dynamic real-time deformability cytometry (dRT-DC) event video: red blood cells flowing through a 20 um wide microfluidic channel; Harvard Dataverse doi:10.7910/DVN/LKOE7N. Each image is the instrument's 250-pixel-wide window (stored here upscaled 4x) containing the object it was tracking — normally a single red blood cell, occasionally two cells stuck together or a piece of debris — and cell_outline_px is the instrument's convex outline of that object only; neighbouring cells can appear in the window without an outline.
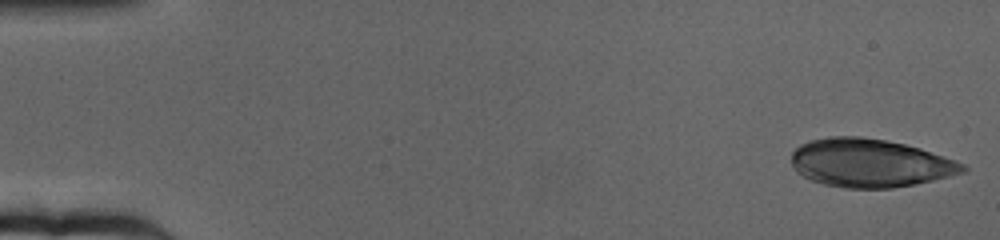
{"species": "human", "species_latin": "Homo sapiens", "temperature_condition": "cold", "stored_images_in_passage": 63, "camera_frame_rate_fps": 3000, "um_per_image_px": 0.085, "donor": {"sex": "female"}, "frame": {"image": 1, "passage_image": 1, "time_ms": 0.0, "image_size_px": [1000, 240], "cell_outline_px": [[968, 172], [916, 184], [892, 188], [844, 188], [824, 184], [812, 180], [796, 172], [792, 164], [792, 152], [800, 144], [812, 140], [828, 136], [860, 136], [884, 140], [904, 144], [920, 148], [964, 164], [968, 168]], "centroid_in_image_um": [73.95, 13.86], "position_along_channel_um": 11.1, "area_um2": 48.21}}
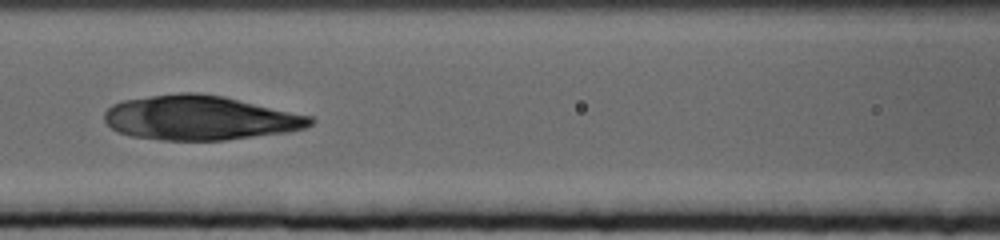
{"frame": {"image": 2, "passage_image": 28, "time_ms": 9.0, "image_size_px": [1000, 240], "cell_outline_px": [[316, 120], [312, 124], [304, 128], [288, 132], [224, 140], [160, 140], [132, 136], [120, 132], [112, 128], [104, 120], [104, 112], [112, 104], [124, 100], [180, 92], [200, 92], [224, 96], [312, 116]], "centroid_in_image_um": [17.02, 10.01], "position_along_channel_um": 149.6, "area_um2": 53.35}}
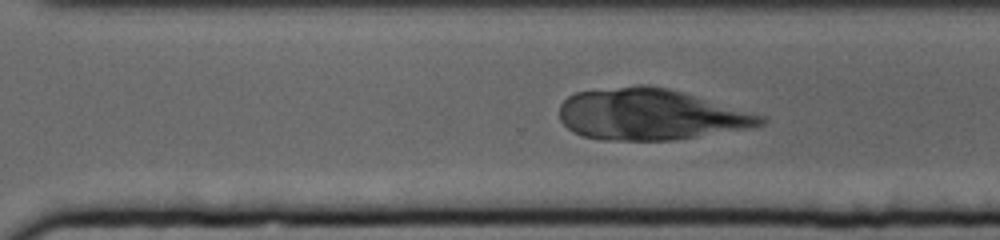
{"frame": {"image": 3, "passage_image": 44, "time_ms": 14.333, "image_size_px": [1000, 240], "cell_outline_px": [[768, 120], [764, 124], [748, 128], [672, 140], [604, 140], [584, 136], [572, 132], [560, 120], [560, 104], [568, 96], [576, 92], [636, 84], [644, 84], [668, 88], [764, 116]], "centroid_in_image_um": [55.23, 9.72], "position_along_channel_um": 315.4, "area_um2": 59.65}}